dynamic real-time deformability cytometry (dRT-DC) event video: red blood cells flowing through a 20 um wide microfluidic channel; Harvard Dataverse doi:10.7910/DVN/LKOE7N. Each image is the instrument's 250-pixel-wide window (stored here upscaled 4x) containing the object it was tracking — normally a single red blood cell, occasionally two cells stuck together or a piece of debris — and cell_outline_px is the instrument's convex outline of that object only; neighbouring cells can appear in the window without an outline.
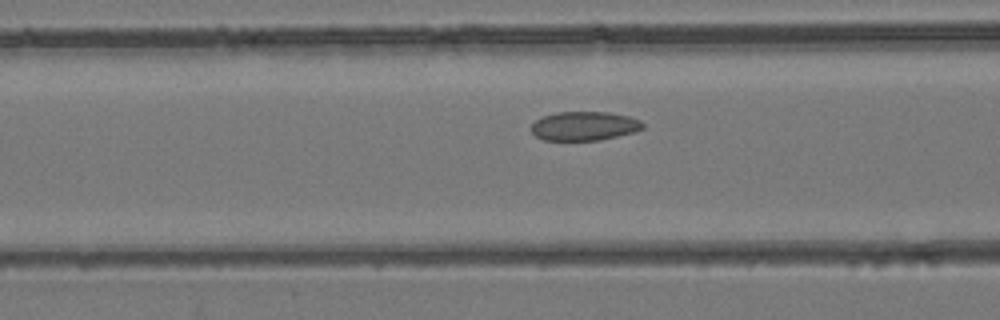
{"species": "common noctule bat (a hibernating species)", "species_latin": "Nyctalus noctula", "temperature_condition": "room temperature", "stored_images_in_passage": 38, "camera_frame_rate_fps": 3000, "um_per_image_px": 0.085, "animal": {"sex": "female", "body_mass_g": 24.6, "forearm_length_mm": 56.2}, "frame": {"image": 1, "passage_image": 12, "time_ms": 3.667, "image_size_px": [1000, 320], "cell_outline_px": [[644, 128], [632, 132], [600, 140], [544, 140], [536, 136], [532, 132], [532, 124], [536, 120], [544, 116], [556, 112], [608, 112], [628, 116], [640, 120], [644, 124]], "centroid_in_image_um": [49.66, 10.7], "position_along_channel_um": 116.9, "area_um2": 18.67}}
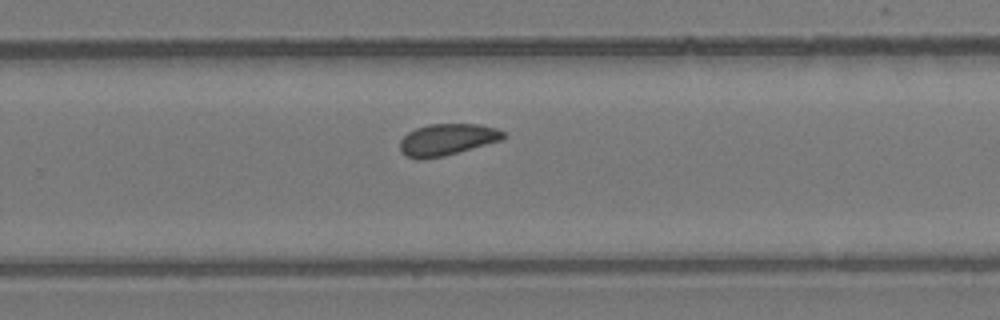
{"frame": {"image": 2, "passage_image": 23, "time_ms": 7.333, "image_size_px": [1000, 320], "cell_outline_px": [[504, 140], [444, 156], [408, 156], [400, 152], [400, 140], [408, 132], [416, 128], [428, 124], [480, 124], [496, 128], [504, 132]], "centroid_in_image_um": [38.07, 11.82], "position_along_channel_um": 291.7, "area_um2": 18.67}}
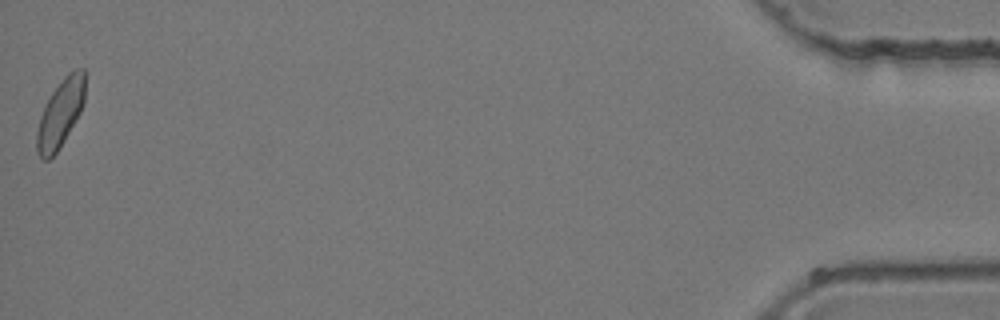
{"frame": {"image": 3, "passage_image": 38, "time_ms": 12.333, "image_size_px": [1000, 320], "cell_outline_px": [[84, 104], [80, 112], [64, 140], [56, 152], [48, 160], [40, 160], [36, 152], [36, 132], [40, 116], [52, 92], [64, 76], [68, 72], [76, 68], [84, 68]], "centroid_in_image_um": [5.11, 9.65], "position_along_channel_um": 430.1, "area_um2": 18.9}}